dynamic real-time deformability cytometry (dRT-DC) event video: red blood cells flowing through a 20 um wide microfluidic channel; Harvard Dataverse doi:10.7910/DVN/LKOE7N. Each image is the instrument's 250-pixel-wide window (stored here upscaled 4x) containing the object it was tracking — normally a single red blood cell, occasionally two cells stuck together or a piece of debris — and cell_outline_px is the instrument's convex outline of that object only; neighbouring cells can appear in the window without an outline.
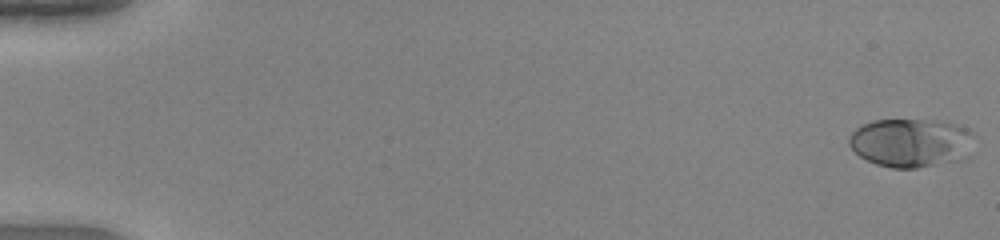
{"species": "human", "species_latin": "Homo sapiens", "temperature_condition": "warm", "stored_images_in_passage": 50, "camera_frame_rate_fps": 3000, "um_per_image_px": 0.085, "donor": {"sex": "female"}, "frame": {"image": 1, "passage_image": 1, "time_ms": 0.0, "image_size_px": [1000, 240], "cell_outline_px": [[972, 136], [956, 160], [916, 168], [892, 168], [876, 164], [860, 156], [848, 144], [848, 136], [860, 124], [872, 120], [940, 120], [956, 124], [968, 128], [972, 132]], "centroid_in_image_um": [77.28, 12.1], "position_along_channel_um": 7.7, "area_um2": 34.74}}
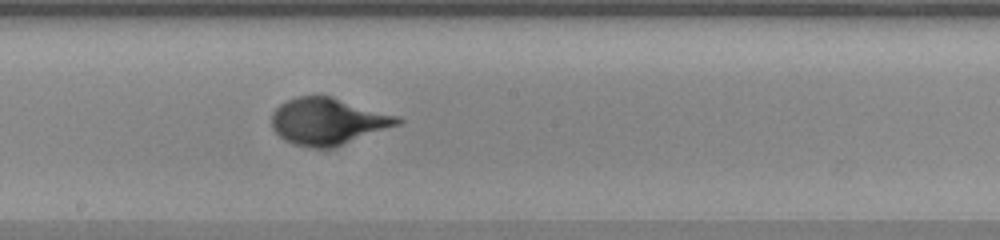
{"frame": {"image": 2, "passage_image": 29, "time_ms": 9.333, "image_size_px": [1000, 240], "cell_outline_px": [[404, 120], [400, 124], [332, 148], [312, 148], [292, 144], [284, 140], [272, 128], [272, 112], [280, 104], [296, 96], [332, 96], [400, 116]], "centroid_in_image_um": [27.88, 10.31], "position_along_channel_um": 220.3, "area_um2": 34.39}}
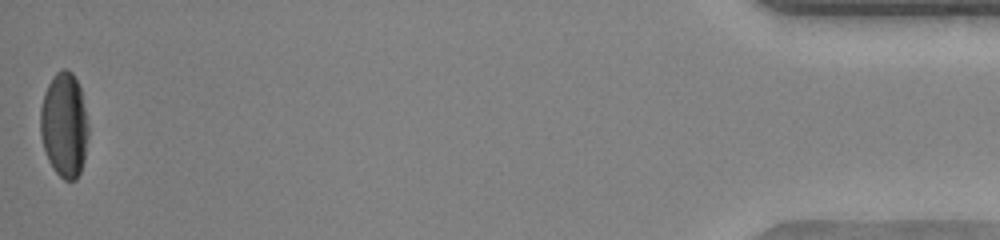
{"frame": {"image": 3, "passage_image": 50, "time_ms": 16.333, "image_size_px": [1000, 240], "cell_outline_px": [[88, 136], [84, 160], [80, 172], [76, 180], [64, 180], [56, 172], [48, 160], [40, 136], [40, 108], [44, 92], [52, 76], [56, 72], [64, 68], [72, 72], [80, 88], [88, 124]], "centroid_in_image_um": [5.45, 10.62], "position_along_channel_um": 429.8, "area_um2": 29.36}}